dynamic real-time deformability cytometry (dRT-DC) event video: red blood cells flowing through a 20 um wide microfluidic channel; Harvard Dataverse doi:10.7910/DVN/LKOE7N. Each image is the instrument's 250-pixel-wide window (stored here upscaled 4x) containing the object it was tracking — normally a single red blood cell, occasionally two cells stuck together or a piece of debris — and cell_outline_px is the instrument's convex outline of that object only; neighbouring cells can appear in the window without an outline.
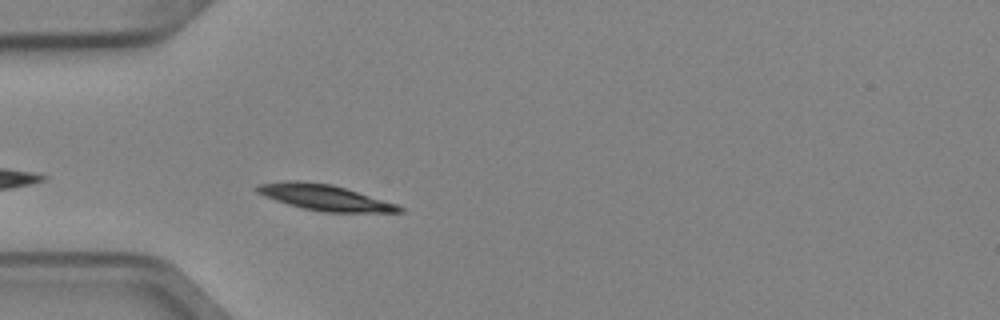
{"species": "Egyptian fruit bat (a non-hibernating species)", "species_latin": "Rousettus aegyptiacus", "temperature_condition": "cold", "stored_images_in_passage": 3, "camera_frame_rate_fps": 3000, "um_per_image_px": 0.085, "animal": {"sex": "female"}, "frame": {"image": 1, "passage_image": 3, "time_ms": 0.667, "image_size_px": [1000, 320], "cell_outline_px": [[404, 212], [324, 212], [304, 208], [288, 204], [264, 196], [256, 192], [252, 188], [256, 184], [288, 180], [296, 180], [332, 184], [396, 204], [404, 208]], "centroid_in_image_um": [27.53, 16.77], "position_along_channel_um": 57.5, "area_um2": 21.27}}